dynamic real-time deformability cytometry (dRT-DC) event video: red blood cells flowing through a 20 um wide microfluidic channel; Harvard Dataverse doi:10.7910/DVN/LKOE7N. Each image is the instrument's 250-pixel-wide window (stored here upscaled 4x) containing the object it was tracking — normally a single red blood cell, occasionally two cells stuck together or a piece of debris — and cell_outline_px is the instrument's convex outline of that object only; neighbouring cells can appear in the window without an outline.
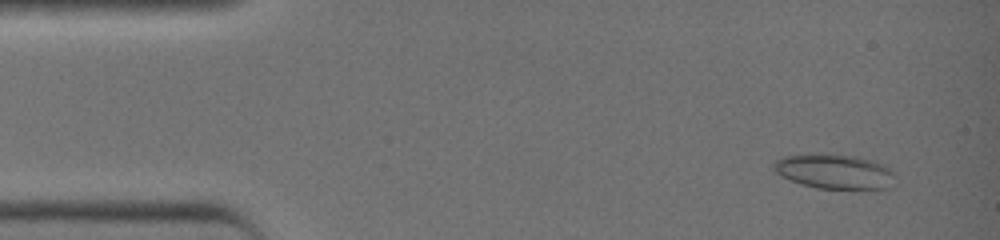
{"species": "common noctule bat (a hibernating species)", "species_latin": "Nyctalus noctula", "temperature_condition": "warm", "stored_images_in_passage": 42, "camera_frame_rate_fps": 3000, "um_per_image_px": 0.085, "animal": {"sex": "female", "body_mass_g": 19.0, "forearm_length_mm": 51.5}, "frame": {"image": 1, "passage_image": 3, "time_ms": 0.667, "image_size_px": [1000, 240], "cell_outline_px": [[888, 172], [880, 188], [816, 188], [792, 180], [784, 176], [776, 168], [776, 164], [780, 160], [792, 156], [844, 156], [864, 160]], "centroid_in_image_um": [70.73, 14.62], "position_along_channel_um": 14.3, "area_um2": 20.87}}
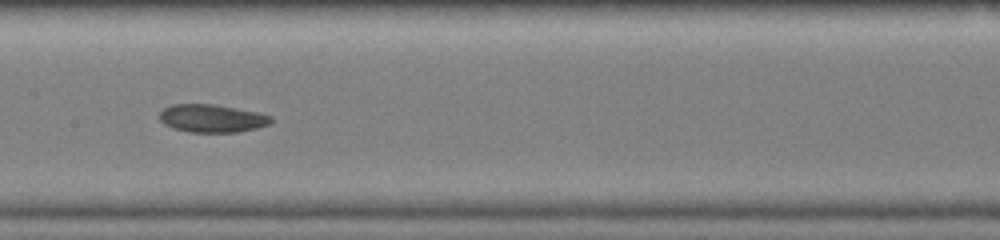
{"frame": {"image": 2, "passage_image": 21, "time_ms": 6.667, "image_size_px": [1000, 240], "cell_outline_px": [[272, 120], [268, 124], [256, 128], [236, 132], [192, 132], [176, 128], [160, 120], [160, 112], [164, 108], [176, 104], [208, 104], [232, 108], [252, 112], [268, 116]], "centroid_in_image_um": [17.98, 10.07], "position_along_channel_um": 189.4, "area_um2": 17.28}}
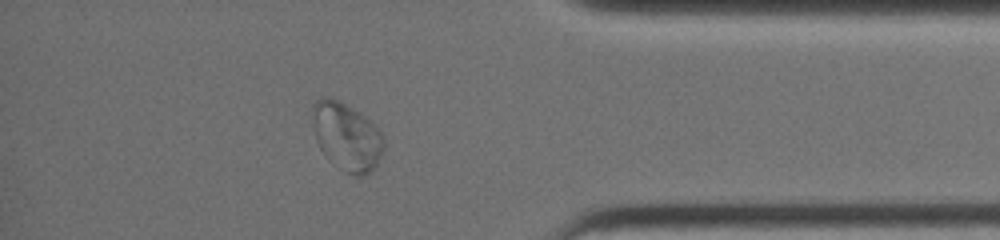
{"frame": {"image": 3, "passage_image": 36, "time_ms": 11.667, "image_size_px": [1000, 240], "cell_outline_px": [[384, 144], [380, 156], [376, 164], [364, 176], [352, 176], [344, 172], [320, 148], [316, 140], [312, 108], [312, 104], [316, 100], [324, 96], [336, 100], [356, 112], [368, 120], [380, 132]], "centroid_in_image_um": [29.45, 11.63], "position_along_channel_um": 405.8, "area_um2": 27.11}}